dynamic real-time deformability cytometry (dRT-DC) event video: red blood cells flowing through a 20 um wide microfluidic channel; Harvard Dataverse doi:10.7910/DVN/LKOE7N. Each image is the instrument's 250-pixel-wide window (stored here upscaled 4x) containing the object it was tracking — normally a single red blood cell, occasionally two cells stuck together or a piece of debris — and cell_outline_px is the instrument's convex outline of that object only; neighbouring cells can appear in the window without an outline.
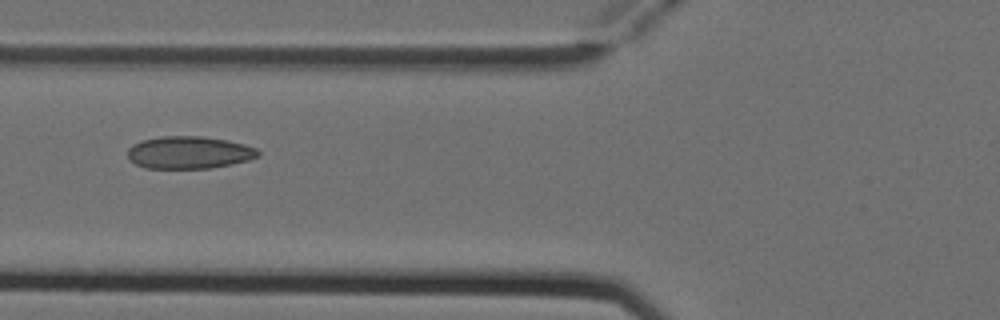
{"species": "Egyptian fruit bat (a non-hibernating species)", "species_latin": "Rousettus aegyptiacus", "temperature_condition": "cold", "stored_images_in_passage": 3, "camera_frame_rate_fps": 3000, "um_per_image_px": 0.085, "animal": {"sex": "female"}, "frame": {"image": 1, "passage_image": 2, "time_ms": 0.333, "image_size_px": [1000, 320], "cell_outline_px": [[260, 156], [248, 160], [232, 164], [212, 168], [144, 168], [128, 160], [128, 148], [132, 144], [140, 140], [160, 136], [200, 136], [228, 140], [244, 144], [256, 148], [260, 152]], "centroid_in_image_um": [16.05, 12.96], "position_along_channel_um": 109.7, "area_um2": 24.91}}
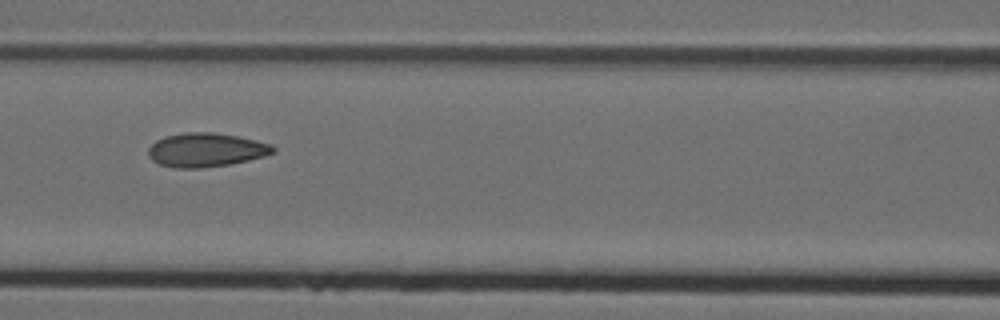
{"frame": {"image": 2, "passage_image": 3, "time_ms": 0.667, "image_size_px": [1000, 320], "cell_outline_px": [[276, 152], [264, 156], [248, 160], [228, 164], [200, 168], [176, 168], [160, 164], [152, 160], [148, 156], [148, 148], [156, 140], [164, 136], [184, 132], [212, 132], [236, 136], [256, 140], [272, 144], [276, 148]], "centroid_in_image_um": [17.5, 12.73], "position_along_channel_um": 149.1, "area_um2": 24.68}}